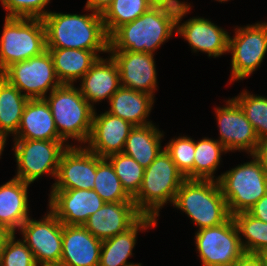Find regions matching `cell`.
Segmentation results:
<instances>
[{
    "label": "cell",
    "instance_id": "1",
    "mask_svg": "<svg viewBox=\"0 0 267 266\" xmlns=\"http://www.w3.org/2000/svg\"><path fill=\"white\" fill-rule=\"evenodd\" d=\"M46 30V48H74L108 53L109 36L102 15L64 14L51 12L43 18Z\"/></svg>",
    "mask_w": 267,
    "mask_h": 266
},
{
    "label": "cell",
    "instance_id": "2",
    "mask_svg": "<svg viewBox=\"0 0 267 266\" xmlns=\"http://www.w3.org/2000/svg\"><path fill=\"white\" fill-rule=\"evenodd\" d=\"M178 11L150 7L132 22L118 27L109 36V51H132L154 54L174 31Z\"/></svg>",
    "mask_w": 267,
    "mask_h": 266
},
{
    "label": "cell",
    "instance_id": "3",
    "mask_svg": "<svg viewBox=\"0 0 267 266\" xmlns=\"http://www.w3.org/2000/svg\"><path fill=\"white\" fill-rule=\"evenodd\" d=\"M173 206L185 212L198 230L219 226L231 217L216 180L185 179Z\"/></svg>",
    "mask_w": 267,
    "mask_h": 266
},
{
    "label": "cell",
    "instance_id": "4",
    "mask_svg": "<svg viewBox=\"0 0 267 266\" xmlns=\"http://www.w3.org/2000/svg\"><path fill=\"white\" fill-rule=\"evenodd\" d=\"M185 179L163 148L154 161L145 168L140 190L133 197L137 210L143 216L158 220L160 209L169 202L173 204L177 191Z\"/></svg>",
    "mask_w": 267,
    "mask_h": 266
},
{
    "label": "cell",
    "instance_id": "5",
    "mask_svg": "<svg viewBox=\"0 0 267 266\" xmlns=\"http://www.w3.org/2000/svg\"><path fill=\"white\" fill-rule=\"evenodd\" d=\"M44 99L54 118L59 136L66 142L68 139L87 143L95 108L81 95L80 89L74 85L61 84Z\"/></svg>",
    "mask_w": 267,
    "mask_h": 266
},
{
    "label": "cell",
    "instance_id": "6",
    "mask_svg": "<svg viewBox=\"0 0 267 266\" xmlns=\"http://www.w3.org/2000/svg\"><path fill=\"white\" fill-rule=\"evenodd\" d=\"M0 38V75L12 64L46 51V30L41 18L5 17Z\"/></svg>",
    "mask_w": 267,
    "mask_h": 266
},
{
    "label": "cell",
    "instance_id": "7",
    "mask_svg": "<svg viewBox=\"0 0 267 266\" xmlns=\"http://www.w3.org/2000/svg\"><path fill=\"white\" fill-rule=\"evenodd\" d=\"M238 165L216 178L231 216L248 211L267 193V175L259 159Z\"/></svg>",
    "mask_w": 267,
    "mask_h": 266
},
{
    "label": "cell",
    "instance_id": "8",
    "mask_svg": "<svg viewBox=\"0 0 267 266\" xmlns=\"http://www.w3.org/2000/svg\"><path fill=\"white\" fill-rule=\"evenodd\" d=\"M14 155L17 163L15 178L33 183L48 173L56 179L62 153L72 146L65 141L14 139Z\"/></svg>",
    "mask_w": 267,
    "mask_h": 266
},
{
    "label": "cell",
    "instance_id": "9",
    "mask_svg": "<svg viewBox=\"0 0 267 266\" xmlns=\"http://www.w3.org/2000/svg\"><path fill=\"white\" fill-rule=\"evenodd\" d=\"M229 35L228 53L231 57L230 83L243 80L261 65L267 52V22L237 27Z\"/></svg>",
    "mask_w": 267,
    "mask_h": 266
},
{
    "label": "cell",
    "instance_id": "10",
    "mask_svg": "<svg viewBox=\"0 0 267 266\" xmlns=\"http://www.w3.org/2000/svg\"><path fill=\"white\" fill-rule=\"evenodd\" d=\"M194 240L202 266H232L245 253L232 216L219 226L198 230Z\"/></svg>",
    "mask_w": 267,
    "mask_h": 266
},
{
    "label": "cell",
    "instance_id": "11",
    "mask_svg": "<svg viewBox=\"0 0 267 266\" xmlns=\"http://www.w3.org/2000/svg\"><path fill=\"white\" fill-rule=\"evenodd\" d=\"M1 76L28 99H44L48 91L50 93L61 85L48 50L39 56L12 64Z\"/></svg>",
    "mask_w": 267,
    "mask_h": 266
},
{
    "label": "cell",
    "instance_id": "12",
    "mask_svg": "<svg viewBox=\"0 0 267 266\" xmlns=\"http://www.w3.org/2000/svg\"><path fill=\"white\" fill-rule=\"evenodd\" d=\"M48 211L38 221L29 217L19 229L37 264L60 263L61 260L62 223L50 209Z\"/></svg>",
    "mask_w": 267,
    "mask_h": 266
},
{
    "label": "cell",
    "instance_id": "13",
    "mask_svg": "<svg viewBox=\"0 0 267 266\" xmlns=\"http://www.w3.org/2000/svg\"><path fill=\"white\" fill-rule=\"evenodd\" d=\"M215 113L220 135L217 140L227 152L238 150L255 154L260 140L239 104L231 98L224 107H216Z\"/></svg>",
    "mask_w": 267,
    "mask_h": 266
},
{
    "label": "cell",
    "instance_id": "14",
    "mask_svg": "<svg viewBox=\"0 0 267 266\" xmlns=\"http://www.w3.org/2000/svg\"><path fill=\"white\" fill-rule=\"evenodd\" d=\"M96 176V154L85 146H68L62 153L58 172L51 189H94Z\"/></svg>",
    "mask_w": 267,
    "mask_h": 266
},
{
    "label": "cell",
    "instance_id": "15",
    "mask_svg": "<svg viewBox=\"0 0 267 266\" xmlns=\"http://www.w3.org/2000/svg\"><path fill=\"white\" fill-rule=\"evenodd\" d=\"M190 7L189 5L178 11L176 35L183 37L194 52H205L207 56L214 58L226 54L229 45V34L226 30L199 16L181 23Z\"/></svg>",
    "mask_w": 267,
    "mask_h": 266
},
{
    "label": "cell",
    "instance_id": "16",
    "mask_svg": "<svg viewBox=\"0 0 267 266\" xmlns=\"http://www.w3.org/2000/svg\"><path fill=\"white\" fill-rule=\"evenodd\" d=\"M49 209L64 225H83L106 202L95 190H51Z\"/></svg>",
    "mask_w": 267,
    "mask_h": 266
},
{
    "label": "cell",
    "instance_id": "17",
    "mask_svg": "<svg viewBox=\"0 0 267 266\" xmlns=\"http://www.w3.org/2000/svg\"><path fill=\"white\" fill-rule=\"evenodd\" d=\"M108 52L117 63L121 86L155 97L158 82L154 54L132 51Z\"/></svg>",
    "mask_w": 267,
    "mask_h": 266
},
{
    "label": "cell",
    "instance_id": "18",
    "mask_svg": "<svg viewBox=\"0 0 267 266\" xmlns=\"http://www.w3.org/2000/svg\"><path fill=\"white\" fill-rule=\"evenodd\" d=\"M133 127L130 122L107 111L97 115L94 110L91 133L85 147L100 158L121 153Z\"/></svg>",
    "mask_w": 267,
    "mask_h": 266
},
{
    "label": "cell",
    "instance_id": "19",
    "mask_svg": "<svg viewBox=\"0 0 267 266\" xmlns=\"http://www.w3.org/2000/svg\"><path fill=\"white\" fill-rule=\"evenodd\" d=\"M143 215L134 201L106 202L83 226L101 241L131 228Z\"/></svg>",
    "mask_w": 267,
    "mask_h": 266
},
{
    "label": "cell",
    "instance_id": "20",
    "mask_svg": "<svg viewBox=\"0 0 267 266\" xmlns=\"http://www.w3.org/2000/svg\"><path fill=\"white\" fill-rule=\"evenodd\" d=\"M101 247L83 225L62 224V266H99Z\"/></svg>",
    "mask_w": 267,
    "mask_h": 266
},
{
    "label": "cell",
    "instance_id": "21",
    "mask_svg": "<svg viewBox=\"0 0 267 266\" xmlns=\"http://www.w3.org/2000/svg\"><path fill=\"white\" fill-rule=\"evenodd\" d=\"M81 95L94 108V103L110 101L112 95L121 87L120 74L114 59L99 57L90 70L80 79Z\"/></svg>",
    "mask_w": 267,
    "mask_h": 266
},
{
    "label": "cell",
    "instance_id": "22",
    "mask_svg": "<svg viewBox=\"0 0 267 266\" xmlns=\"http://www.w3.org/2000/svg\"><path fill=\"white\" fill-rule=\"evenodd\" d=\"M14 139L64 141L55 127L49 104L45 99H29Z\"/></svg>",
    "mask_w": 267,
    "mask_h": 266
},
{
    "label": "cell",
    "instance_id": "23",
    "mask_svg": "<svg viewBox=\"0 0 267 266\" xmlns=\"http://www.w3.org/2000/svg\"><path fill=\"white\" fill-rule=\"evenodd\" d=\"M28 186L15 177L0 186V226L12 233L30 217Z\"/></svg>",
    "mask_w": 267,
    "mask_h": 266
},
{
    "label": "cell",
    "instance_id": "24",
    "mask_svg": "<svg viewBox=\"0 0 267 266\" xmlns=\"http://www.w3.org/2000/svg\"><path fill=\"white\" fill-rule=\"evenodd\" d=\"M157 226V220L150 216H142L131 228L102 241L99 266H130L128 262L137 243V233Z\"/></svg>",
    "mask_w": 267,
    "mask_h": 266
},
{
    "label": "cell",
    "instance_id": "25",
    "mask_svg": "<svg viewBox=\"0 0 267 266\" xmlns=\"http://www.w3.org/2000/svg\"><path fill=\"white\" fill-rule=\"evenodd\" d=\"M154 101V97L148 93L121 86L108 101L110 109L107 112L130 122L133 126L152 124L147 118Z\"/></svg>",
    "mask_w": 267,
    "mask_h": 266
},
{
    "label": "cell",
    "instance_id": "26",
    "mask_svg": "<svg viewBox=\"0 0 267 266\" xmlns=\"http://www.w3.org/2000/svg\"><path fill=\"white\" fill-rule=\"evenodd\" d=\"M53 60L56 76L61 84L74 85L100 57L94 51L72 48H46Z\"/></svg>",
    "mask_w": 267,
    "mask_h": 266
},
{
    "label": "cell",
    "instance_id": "27",
    "mask_svg": "<svg viewBox=\"0 0 267 266\" xmlns=\"http://www.w3.org/2000/svg\"><path fill=\"white\" fill-rule=\"evenodd\" d=\"M163 136V131L154 123L134 126L126 139L123 153L135 159L145 169L163 150Z\"/></svg>",
    "mask_w": 267,
    "mask_h": 266
},
{
    "label": "cell",
    "instance_id": "28",
    "mask_svg": "<svg viewBox=\"0 0 267 266\" xmlns=\"http://www.w3.org/2000/svg\"><path fill=\"white\" fill-rule=\"evenodd\" d=\"M29 99L0 75V133L13 136L21 123L24 107Z\"/></svg>",
    "mask_w": 267,
    "mask_h": 266
},
{
    "label": "cell",
    "instance_id": "29",
    "mask_svg": "<svg viewBox=\"0 0 267 266\" xmlns=\"http://www.w3.org/2000/svg\"><path fill=\"white\" fill-rule=\"evenodd\" d=\"M232 217L245 253H267V222L252 216L248 211L236 213Z\"/></svg>",
    "mask_w": 267,
    "mask_h": 266
},
{
    "label": "cell",
    "instance_id": "30",
    "mask_svg": "<svg viewBox=\"0 0 267 266\" xmlns=\"http://www.w3.org/2000/svg\"><path fill=\"white\" fill-rule=\"evenodd\" d=\"M223 152L227 153V150L218 140L204 137L195 141L194 179L215 181L213 174L220 165Z\"/></svg>",
    "mask_w": 267,
    "mask_h": 266
},
{
    "label": "cell",
    "instance_id": "31",
    "mask_svg": "<svg viewBox=\"0 0 267 266\" xmlns=\"http://www.w3.org/2000/svg\"><path fill=\"white\" fill-rule=\"evenodd\" d=\"M94 189L105 202L133 201L125 191L111 163L96 155Z\"/></svg>",
    "mask_w": 267,
    "mask_h": 266
},
{
    "label": "cell",
    "instance_id": "32",
    "mask_svg": "<svg viewBox=\"0 0 267 266\" xmlns=\"http://www.w3.org/2000/svg\"><path fill=\"white\" fill-rule=\"evenodd\" d=\"M149 8L145 0H114L102 14L107 35L110 36L121 25L134 21Z\"/></svg>",
    "mask_w": 267,
    "mask_h": 266
},
{
    "label": "cell",
    "instance_id": "33",
    "mask_svg": "<svg viewBox=\"0 0 267 266\" xmlns=\"http://www.w3.org/2000/svg\"><path fill=\"white\" fill-rule=\"evenodd\" d=\"M113 166L125 191L133 198L140 190L145 169L123 152L106 158Z\"/></svg>",
    "mask_w": 267,
    "mask_h": 266
},
{
    "label": "cell",
    "instance_id": "34",
    "mask_svg": "<svg viewBox=\"0 0 267 266\" xmlns=\"http://www.w3.org/2000/svg\"><path fill=\"white\" fill-rule=\"evenodd\" d=\"M233 99L244 111L259 140L267 139V97L250 94L244 90Z\"/></svg>",
    "mask_w": 267,
    "mask_h": 266
},
{
    "label": "cell",
    "instance_id": "35",
    "mask_svg": "<svg viewBox=\"0 0 267 266\" xmlns=\"http://www.w3.org/2000/svg\"><path fill=\"white\" fill-rule=\"evenodd\" d=\"M164 149L185 178L194 179L195 140L188 136H179L169 140Z\"/></svg>",
    "mask_w": 267,
    "mask_h": 266
},
{
    "label": "cell",
    "instance_id": "36",
    "mask_svg": "<svg viewBox=\"0 0 267 266\" xmlns=\"http://www.w3.org/2000/svg\"><path fill=\"white\" fill-rule=\"evenodd\" d=\"M12 233L5 243L0 263L3 266H36L32 251L23 240L15 239ZM17 240V241H16Z\"/></svg>",
    "mask_w": 267,
    "mask_h": 266
},
{
    "label": "cell",
    "instance_id": "37",
    "mask_svg": "<svg viewBox=\"0 0 267 266\" xmlns=\"http://www.w3.org/2000/svg\"><path fill=\"white\" fill-rule=\"evenodd\" d=\"M3 8L8 12L5 17L41 18L49 12L45 7L50 0H0Z\"/></svg>",
    "mask_w": 267,
    "mask_h": 266
},
{
    "label": "cell",
    "instance_id": "38",
    "mask_svg": "<svg viewBox=\"0 0 267 266\" xmlns=\"http://www.w3.org/2000/svg\"><path fill=\"white\" fill-rule=\"evenodd\" d=\"M152 8H165L180 11L190 5L180 0H145Z\"/></svg>",
    "mask_w": 267,
    "mask_h": 266
},
{
    "label": "cell",
    "instance_id": "39",
    "mask_svg": "<svg viewBox=\"0 0 267 266\" xmlns=\"http://www.w3.org/2000/svg\"><path fill=\"white\" fill-rule=\"evenodd\" d=\"M232 266H266L261 254L244 253Z\"/></svg>",
    "mask_w": 267,
    "mask_h": 266
},
{
    "label": "cell",
    "instance_id": "40",
    "mask_svg": "<svg viewBox=\"0 0 267 266\" xmlns=\"http://www.w3.org/2000/svg\"><path fill=\"white\" fill-rule=\"evenodd\" d=\"M248 212L260 219L263 222H267V193L255 203Z\"/></svg>",
    "mask_w": 267,
    "mask_h": 266
},
{
    "label": "cell",
    "instance_id": "41",
    "mask_svg": "<svg viewBox=\"0 0 267 266\" xmlns=\"http://www.w3.org/2000/svg\"><path fill=\"white\" fill-rule=\"evenodd\" d=\"M114 0H87L85 10L103 14Z\"/></svg>",
    "mask_w": 267,
    "mask_h": 266
},
{
    "label": "cell",
    "instance_id": "42",
    "mask_svg": "<svg viewBox=\"0 0 267 266\" xmlns=\"http://www.w3.org/2000/svg\"><path fill=\"white\" fill-rule=\"evenodd\" d=\"M254 155L259 159L267 175V139L260 140Z\"/></svg>",
    "mask_w": 267,
    "mask_h": 266
},
{
    "label": "cell",
    "instance_id": "43",
    "mask_svg": "<svg viewBox=\"0 0 267 266\" xmlns=\"http://www.w3.org/2000/svg\"><path fill=\"white\" fill-rule=\"evenodd\" d=\"M11 234H12V232H10V231L6 230L5 228H3L2 226H0V261H1V256L3 253L5 243Z\"/></svg>",
    "mask_w": 267,
    "mask_h": 266
},
{
    "label": "cell",
    "instance_id": "44",
    "mask_svg": "<svg viewBox=\"0 0 267 266\" xmlns=\"http://www.w3.org/2000/svg\"><path fill=\"white\" fill-rule=\"evenodd\" d=\"M7 138H8L7 136L0 133V156L2 155V152L4 151Z\"/></svg>",
    "mask_w": 267,
    "mask_h": 266
},
{
    "label": "cell",
    "instance_id": "45",
    "mask_svg": "<svg viewBox=\"0 0 267 266\" xmlns=\"http://www.w3.org/2000/svg\"><path fill=\"white\" fill-rule=\"evenodd\" d=\"M36 266H62L60 263L37 264Z\"/></svg>",
    "mask_w": 267,
    "mask_h": 266
},
{
    "label": "cell",
    "instance_id": "46",
    "mask_svg": "<svg viewBox=\"0 0 267 266\" xmlns=\"http://www.w3.org/2000/svg\"><path fill=\"white\" fill-rule=\"evenodd\" d=\"M262 256L264 257L267 266V253L263 254Z\"/></svg>",
    "mask_w": 267,
    "mask_h": 266
},
{
    "label": "cell",
    "instance_id": "47",
    "mask_svg": "<svg viewBox=\"0 0 267 266\" xmlns=\"http://www.w3.org/2000/svg\"><path fill=\"white\" fill-rule=\"evenodd\" d=\"M130 266H142L141 263L132 264Z\"/></svg>",
    "mask_w": 267,
    "mask_h": 266
},
{
    "label": "cell",
    "instance_id": "48",
    "mask_svg": "<svg viewBox=\"0 0 267 266\" xmlns=\"http://www.w3.org/2000/svg\"><path fill=\"white\" fill-rule=\"evenodd\" d=\"M216 1H218V2H221V3H222V2H225V1H226V2H228L229 0H216Z\"/></svg>",
    "mask_w": 267,
    "mask_h": 266
}]
</instances>
